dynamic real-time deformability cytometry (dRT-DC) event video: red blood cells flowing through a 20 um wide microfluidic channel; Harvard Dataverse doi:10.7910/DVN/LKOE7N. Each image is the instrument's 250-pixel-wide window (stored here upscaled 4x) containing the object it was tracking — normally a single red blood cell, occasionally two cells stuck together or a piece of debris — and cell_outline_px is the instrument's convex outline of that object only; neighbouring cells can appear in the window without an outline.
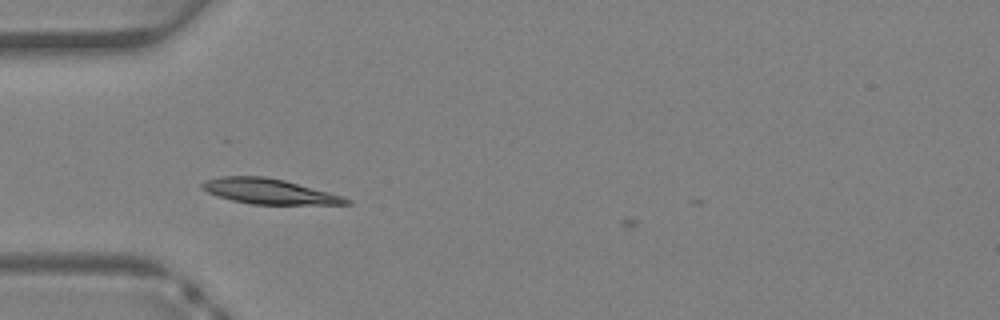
{"species": "Egyptian fruit bat (a non-hibernating species)", "species_latin": "Rousettus aegyptiacus", "temperature_condition": "warm", "stored_images_in_passage": 33, "camera_frame_rate_fps": 3000, "um_per_image_px": 0.085, "animal": {"sex": "female"}, "frame": {"image": 1, "passage_image": 7, "time_ms": 2.0, "image_size_px": [1000, 320], "cell_outline_px": [[352, 204], [252, 204], [232, 200], [208, 192], [200, 188], [200, 184], [204, 180], [220, 176], [264, 176], [284, 180], [344, 196], [352, 200]], "centroid_in_image_um": [22.87, 16.26], "position_along_channel_um": 62.1, "area_um2": 21.1}}
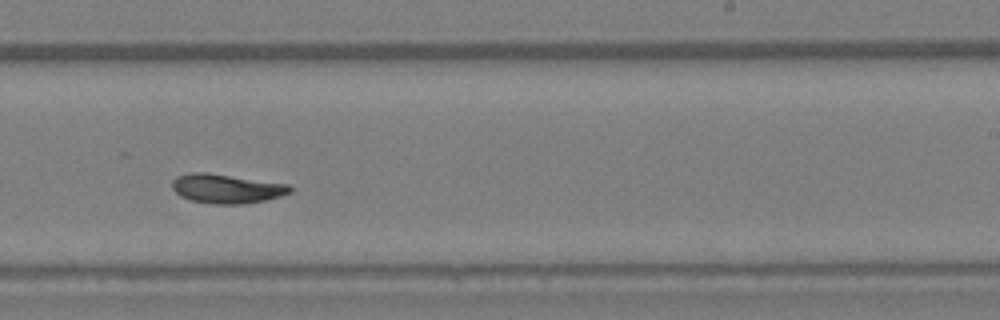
{"frame": {"image": 2, "passage_image": 19, "time_ms": 6.0, "image_size_px": [1000, 320], "cell_outline_px": [[292, 192], [280, 196], [264, 200], [244, 204], [212, 204], [192, 200], [180, 196], [172, 188], [172, 180], [176, 176], [188, 172], [208, 172], [288, 184], [292, 188]], "centroid_in_image_um": [19.23, 16.02], "position_along_channel_um": 269.8, "area_um2": 20.17}}
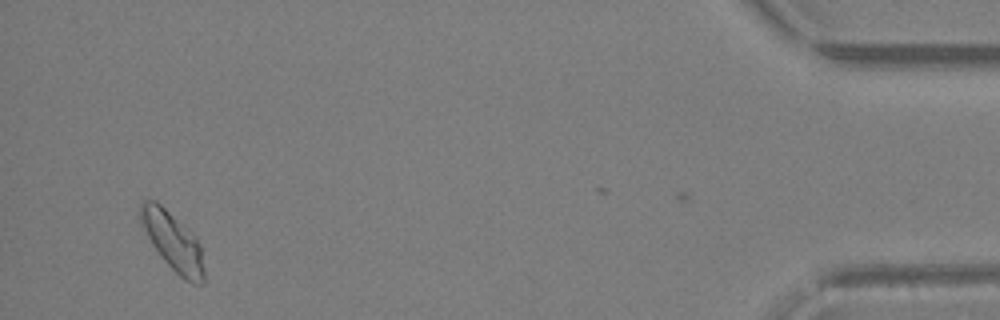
{"frame": {"image": 3, "passage_image": 32, "time_ms": 10.333, "image_size_px": [1000, 320], "cell_outline_px": [[204, 280], [200, 284], [192, 284], [184, 280], [164, 260], [152, 244], [140, 224], [140, 204], [144, 200], [156, 200], [192, 232], [196, 236], [200, 244], [204, 268]], "centroid_in_image_um": [14.7, 20.51], "position_along_channel_um": 420.5, "area_um2": 21.56}}